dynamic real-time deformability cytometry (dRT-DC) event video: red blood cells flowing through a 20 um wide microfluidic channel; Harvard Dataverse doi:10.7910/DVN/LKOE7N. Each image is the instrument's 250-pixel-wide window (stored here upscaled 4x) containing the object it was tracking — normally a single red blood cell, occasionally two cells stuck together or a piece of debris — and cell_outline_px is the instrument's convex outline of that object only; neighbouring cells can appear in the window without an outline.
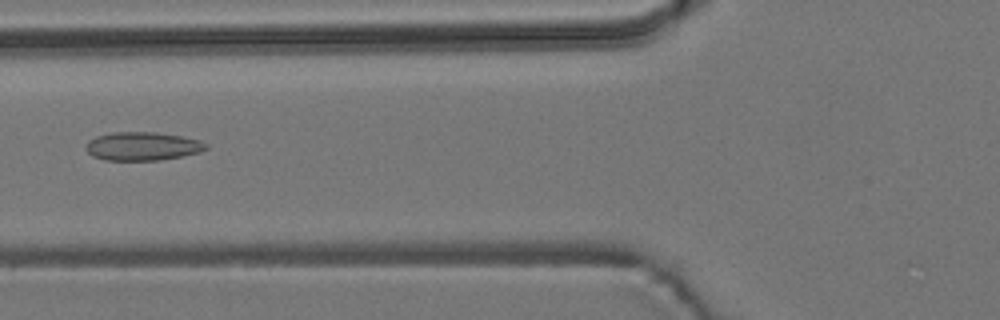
{"species": "common noctule bat (a hibernating species)", "species_latin": "Nyctalus noctula", "temperature_condition": "room temperature", "stored_images_in_passage": 2, "camera_frame_rate_fps": 3000, "um_per_image_px": 0.085, "animal": {"sex": "male", "body_mass_g": 19.2, "forearm_length_mm": 51.8}, "frame": {"image": 1, "passage_image": 2, "time_ms": 1.333, "image_size_px": [1000, 320], "cell_outline_px": [[208, 148], [200, 152], [160, 160], [104, 160], [92, 156], [84, 148], [88, 140], [96, 136], [112, 132], [156, 132], [180, 136], [200, 140], [208, 144]], "centroid_in_image_um": [12.08, 12.42], "position_along_channel_um": 113.7, "area_um2": 20.0}}